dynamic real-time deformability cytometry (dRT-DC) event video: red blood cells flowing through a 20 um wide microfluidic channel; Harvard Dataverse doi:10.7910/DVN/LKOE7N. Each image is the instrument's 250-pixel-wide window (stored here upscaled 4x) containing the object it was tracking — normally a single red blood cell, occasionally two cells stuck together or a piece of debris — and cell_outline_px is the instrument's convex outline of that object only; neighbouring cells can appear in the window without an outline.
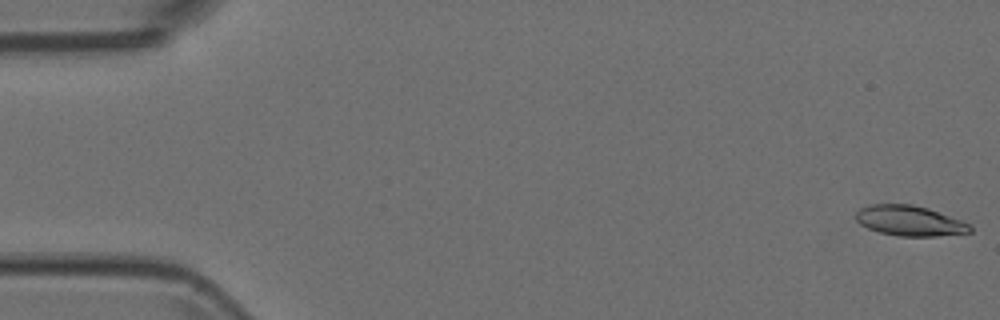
{"species": "Egyptian fruit bat (a non-hibernating species)", "species_latin": "Rousettus aegyptiacus", "temperature_condition": "room temperature", "stored_images_in_passage": 11, "camera_frame_rate_fps": 3000, "um_per_image_px": 0.085, "animal": {"sex": "female"}, "frame": {"image": 1, "passage_image": 1, "time_ms": 0.0, "image_size_px": [1000, 320], "cell_outline_px": [[972, 232], [936, 236], [900, 236], [880, 232], [868, 228], [860, 224], [856, 220], [856, 212], [860, 208], [868, 204], [912, 204], [928, 208], [960, 220], [968, 224], [972, 228]], "centroid_in_image_um": [77.29, 18.76], "position_along_channel_um": 7.7, "area_um2": 20.0}}
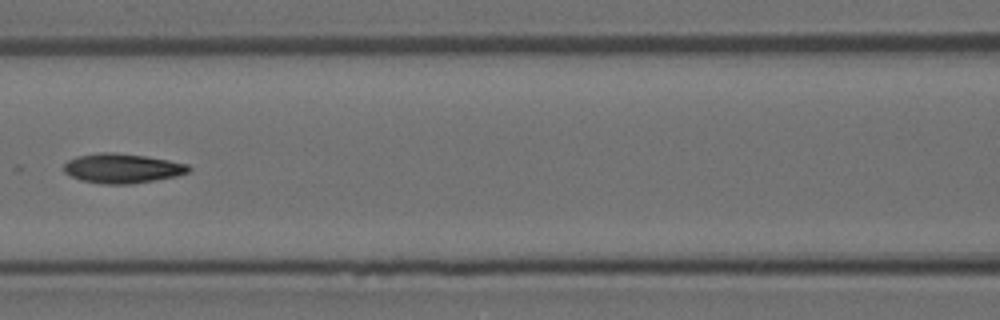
{"frame": {"image": 2, "passage_image": 7, "time_ms": 2.0, "image_size_px": [1000, 320], "cell_outline_px": [[192, 168], [188, 172], [176, 176], [132, 184], [100, 184], [80, 180], [64, 172], [64, 164], [68, 160], [76, 156], [100, 152], [112, 152], [144, 156], [168, 160], [188, 164]], "centroid_in_image_um": [10.37, 14.31], "position_along_channel_um": 156.2, "area_um2": 21.5}}
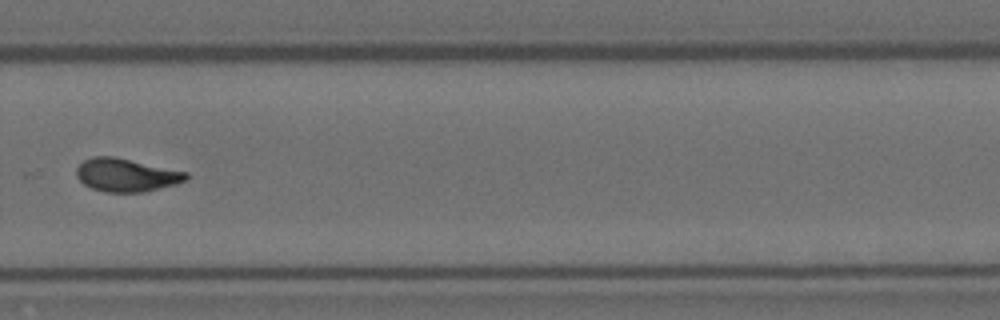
{"frame": {"image": 3, "passage_image": 11, "time_ms": 3.333, "image_size_px": [1000, 320], "cell_outline_px": [[188, 176], [184, 180], [176, 184], [144, 192], [104, 192], [92, 188], [84, 184], [76, 176], [76, 168], [84, 160], [92, 156], [112, 156], [188, 172]], "centroid_in_image_um": [10.7, 14.88], "position_along_channel_um": 319.1, "area_um2": 21.04}}